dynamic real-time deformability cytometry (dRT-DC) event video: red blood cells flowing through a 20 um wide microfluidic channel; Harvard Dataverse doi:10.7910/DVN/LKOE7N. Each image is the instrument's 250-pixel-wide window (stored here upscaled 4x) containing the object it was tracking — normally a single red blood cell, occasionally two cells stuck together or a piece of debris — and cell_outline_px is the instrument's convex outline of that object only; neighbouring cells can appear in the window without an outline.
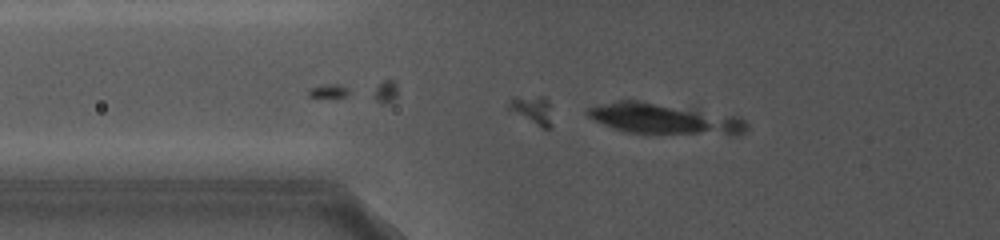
{"species": "common noctule bat (a hibernating species)", "species_latin": "Nyctalus noctula", "temperature_condition": "cold", "stored_images_in_passage": 3, "camera_frame_rate_fps": 5000, "um_per_image_px": 0.085, "animal": {"sex": "female", "body_mass_g": 19.0, "forearm_length_mm": 56.7}, "frame": {"image": 1, "passage_image": 3, "time_ms": 1.6, "image_size_px": [1000, 240], "cell_outline_px": [[748, 128], [740, 136], [728, 136], [624, 132], [612, 128], [592, 120], [584, 112], [588, 108], [620, 100], [632, 100], [732, 116], [744, 120], [748, 124]], "centroid_in_image_um": [56.47, 10.16], "position_along_channel_um": 69.3, "area_um2": 28.32}}